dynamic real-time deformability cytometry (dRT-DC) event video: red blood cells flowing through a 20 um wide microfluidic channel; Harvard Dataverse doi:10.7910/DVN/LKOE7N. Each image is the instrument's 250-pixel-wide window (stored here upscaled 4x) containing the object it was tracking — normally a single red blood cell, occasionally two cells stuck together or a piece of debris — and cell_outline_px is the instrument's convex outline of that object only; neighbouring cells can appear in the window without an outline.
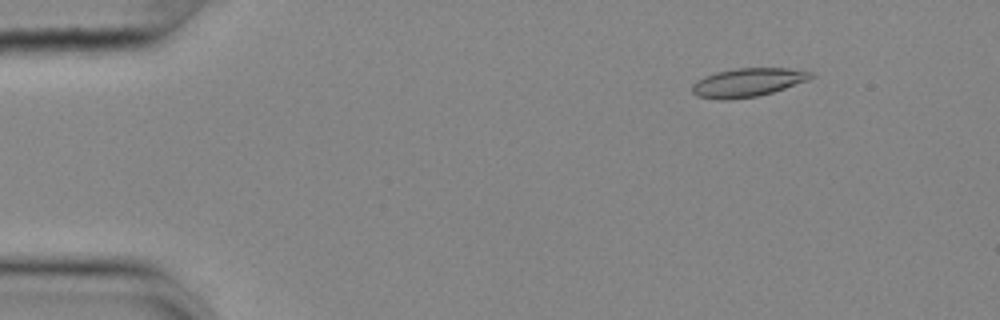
{"species": "common noctule bat (a hibernating species)", "species_latin": "Nyctalus noctula", "temperature_condition": "cold", "stored_images_in_passage": 21, "camera_frame_rate_fps": 3000, "um_per_image_px": 0.085, "animal": {"sex": "female", "body_mass_g": 25.1}, "frame": {"image": 1, "passage_image": 7, "time_ms": 2.0, "image_size_px": [1000, 320], "cell_outline_px": [[816, 76], [808, 80], [772, 92], [756, 96], [720, 100], [696, 96], [692, 92], [692, 84], [696, 80], [704, 76], [716, 72], [736, 68], [788, 68], [812, 72]], "centroid_in_image_um": [63.53, 7.0], "position_along_channel_um": 21.5, "area_um2": 19.71}}
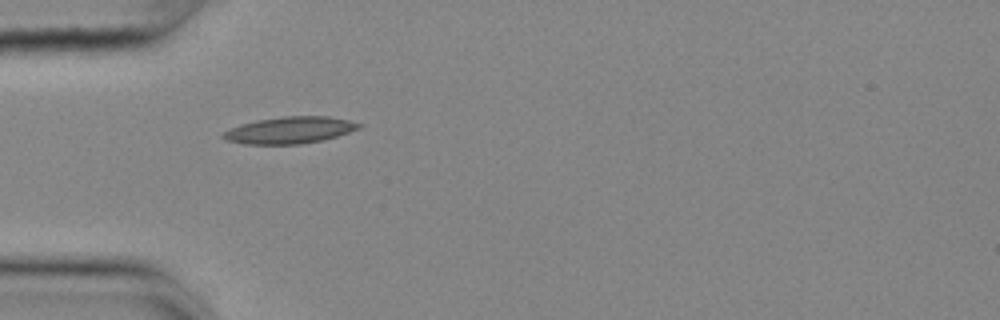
{"frame": {"image": 2, "passage_image": 17, "time_ms": 5.333, "image_size_px": [1000, 320], "cell_outline_px": [[364, 124], [360, 128], [336, 136], [320, 140], [300, 144], [244, 144], [228, 140], [220, 136], [224, 132], [240, 124], [256, 120], [280, 116], [328, 116], [348, 120]], "centroid_in_image_um": [24.63, 11.05], "position_along_channel_um": 60.4, "area_um2": 21.04}}